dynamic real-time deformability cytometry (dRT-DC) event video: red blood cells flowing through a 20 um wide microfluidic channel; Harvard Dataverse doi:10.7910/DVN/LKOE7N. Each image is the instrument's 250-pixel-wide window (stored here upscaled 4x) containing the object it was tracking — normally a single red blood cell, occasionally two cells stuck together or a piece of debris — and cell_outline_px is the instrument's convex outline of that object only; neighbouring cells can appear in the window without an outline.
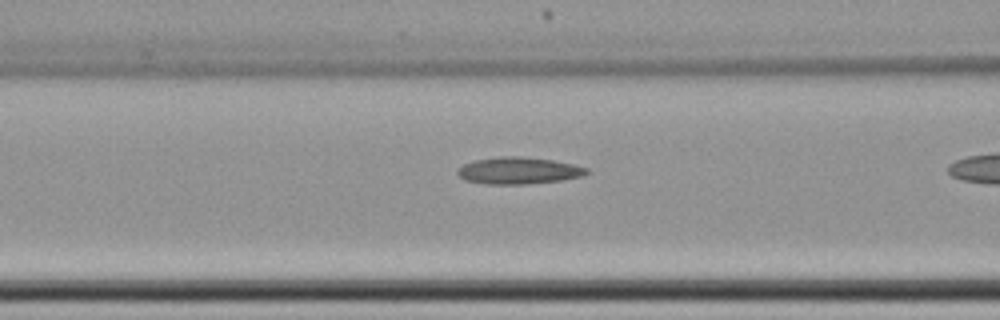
{"species": "common noctule bat (a hibernating species)", "species_latin": "Nyctalus noctula", "temperature_condition": "cold", "stored_images_in_passage": 5, "camera_frame_rate_fps": 3000, "um_per_image_px": 0.085, "animal": {"sex": "female", "body_mass_g": 22.7, "forearm_length_mm": 54.2}, "frame": {"image": 1, "passage_image": 4, "time_ms": 1.0, "image_size_px": [1000, 320], "cell_outline_px": [[592, 172], [584, 176], [560, 180], [528, 184], [484, 184], [464, 180], [456, 172], [456, 168], [464, 164], [476, 160], [500, 156], [520, 156], [552, 160], [572, 164], [588, 168]], "centroid_in_image_um": [44.08, 14.51], "position_along_channel_um": 122.5, "area_um2": 20.35}}